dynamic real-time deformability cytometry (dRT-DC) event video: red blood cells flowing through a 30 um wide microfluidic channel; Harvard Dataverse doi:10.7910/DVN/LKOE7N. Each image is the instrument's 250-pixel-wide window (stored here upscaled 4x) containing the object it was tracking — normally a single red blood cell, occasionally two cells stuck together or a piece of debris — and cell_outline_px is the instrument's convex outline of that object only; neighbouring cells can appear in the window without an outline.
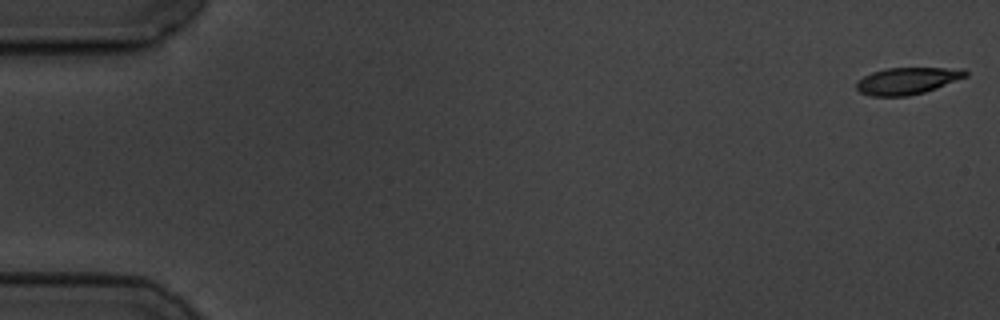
{"species": "common noctule bat (a hibernating species)", "species_latin": "Nyctalus noctula", "temperature_condition": "cold", "stored_images_in_passage": 58, "camera_frame_rate_fps": 3000, "um_per_image_px": 0.085, "animal": {"sex": "male", "body_mass_g": 19.5, "forearm_length_mm": 54.6}, "frame": {"image": 1, "passage_image": 1, "time_ms": 0.0, "image_size_px": [1000, 320], "cell_outline_px": [[968, 76], [936, 88], [924, 92], [908, 96], [872, 96], [860, 92], [856, 88], [856, 80], [872, 72], [888, 68], [964, 68], [968, 72]], "centroid_in_image_um": [77.12, 6.86], "position_along_channel_um": 7.9, "area_um2": 17.11}}
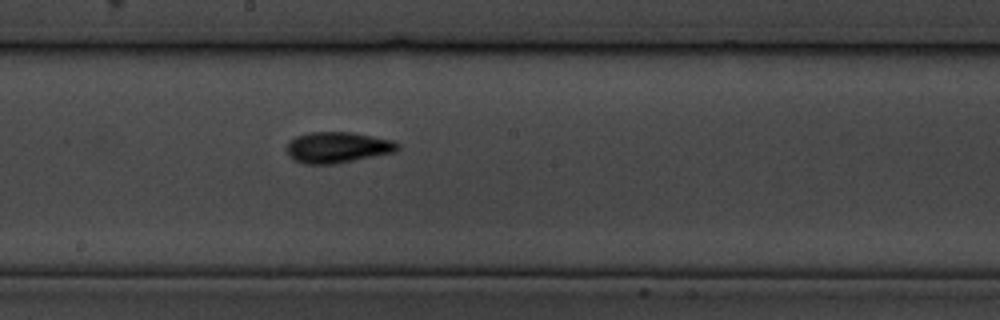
{"frame": {"image": 2, "passage_image": 32, "time_ms": 10.333, "image_size_px": [1000, 320], "cell_outline_px": [[400, 148], [396, 152], [336, 164], [304, 164], [292, 160], [288, 156], [284, 148], [288, 140], [296, 136], [308, 132], [352, 132], [392, 140], [400, 144]], "centroid_in_image_um": [28.64, 12.53], "position_along_channel_um": 219.6, "area_um2": 20.52}}
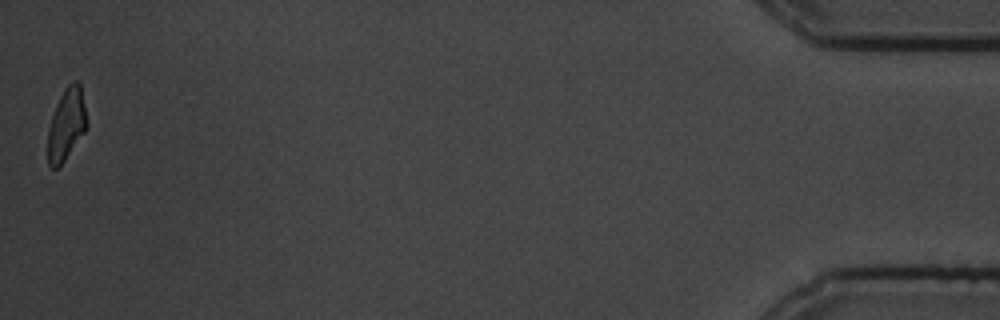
{"frame": {"image": 3, "passage_image": 58, "time_ms": 19.0, "image_size_px": [1000, 320], "cell_outline_px": [[88, 124], [84, 132], [64, 160], [56, 168], [52, 168], [48, 164], [48, 128], [56, 104], [64, 88], [72, 80], [76, 80], [80, 84]], "centroid_in_image_um": [5.64, 10.53], "position_along_channel_um": 429.6, "area_um2": 16.13}, "authors_computed_cell_mechanics": {"area_um2": 18.0914, "velocity_mm_per_s": 3.468, "shape_relaxation_time_tau1_ms": 2.9959, "shape_relaxation_time_tau2_ms": 5.3243, "deformation_change_tau1": 0.1326, "deformation_change_tau2": 0.117}}